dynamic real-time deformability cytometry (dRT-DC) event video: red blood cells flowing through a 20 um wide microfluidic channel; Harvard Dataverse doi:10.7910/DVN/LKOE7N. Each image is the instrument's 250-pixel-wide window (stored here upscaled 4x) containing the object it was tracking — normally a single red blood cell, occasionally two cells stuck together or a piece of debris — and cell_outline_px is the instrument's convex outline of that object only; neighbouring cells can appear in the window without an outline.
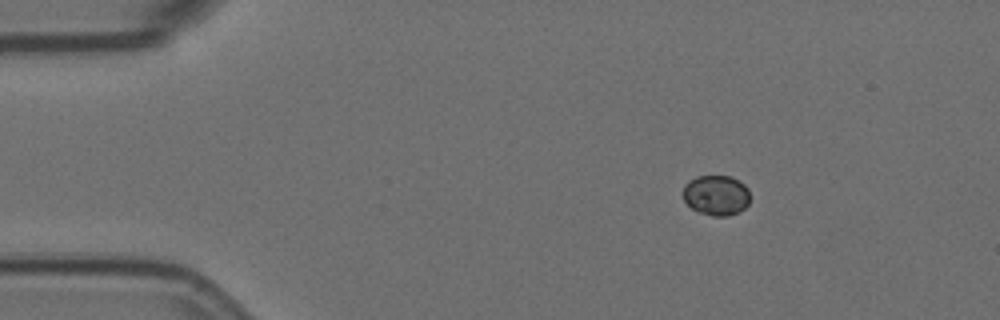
{"species": "Egyptian fruit bat (a non-hibernating species)", "species_latin": "Rousettus aegyptiacus", "temperature_condition": "room temperature", "stored_images_in_passage": 5, "camera_frame_rate_fps": 3000, "um_per_image_px": 0.085, "animal": {"sex": "female"}, "frame": {"image": 1, "passage_image": 2, "time_ms": 0.333, "image_size_px": [1000, 320], "cell_outline_px": [[748, 204], [740, 212], [728, 216], [712, 216], [700, 212], [692, 208], [684, 200], [684, 184], [688, 180], [696, 176], [732, 176], [740, 180], [748, 188]], "centroid_in_image_um": [60.88, 16.58], "position_along_channel_um": 24.1, "area_um2": 15.78}}